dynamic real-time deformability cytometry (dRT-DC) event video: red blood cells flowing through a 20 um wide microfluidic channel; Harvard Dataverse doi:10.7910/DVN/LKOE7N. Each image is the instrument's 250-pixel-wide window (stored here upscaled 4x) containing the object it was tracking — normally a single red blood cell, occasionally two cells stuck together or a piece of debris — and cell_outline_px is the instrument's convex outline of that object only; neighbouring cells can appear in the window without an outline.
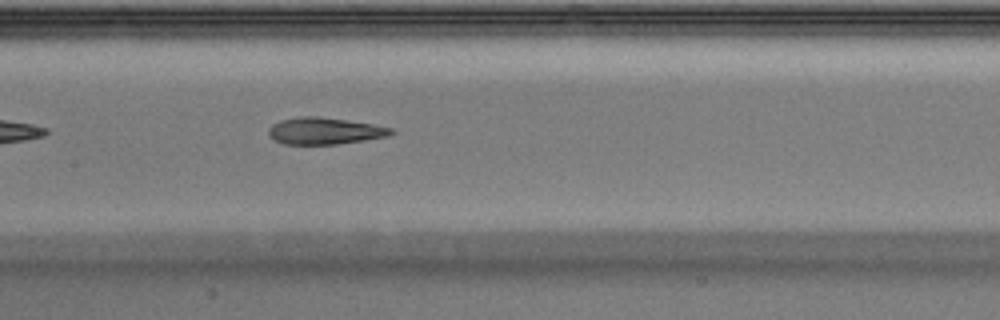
{"species": "Egyptian fruit bat (a non-hibernating species)", "species_latin": "Rousettus aegyptiacus", "temperature_condition": "warm", "stored_images_in_passage": 31, "segment_of_instrument_passage": [1, 2], "camera_frame_rate_fps": 3000, "um_per_image_px": 0.085, "animal": {"sex": "male"}, "frame": {"image": 1, "passage_image": 10, "time_ms": 3.0, "image_size_px": [1000, 320], "cell_outline_px": [[396, 132], [388, 136], [364, 140], [336, 144], [284, 144], [272, 140], [268, 136], [268, 128], [272, 124], [280, 120], [300, 116], [316, 116], [372, 124], [392, 128]], "centroid_in_image_um": [27.54, 11.13], "position_along_channel_um": 179.9, "area_um2": 19.13}}